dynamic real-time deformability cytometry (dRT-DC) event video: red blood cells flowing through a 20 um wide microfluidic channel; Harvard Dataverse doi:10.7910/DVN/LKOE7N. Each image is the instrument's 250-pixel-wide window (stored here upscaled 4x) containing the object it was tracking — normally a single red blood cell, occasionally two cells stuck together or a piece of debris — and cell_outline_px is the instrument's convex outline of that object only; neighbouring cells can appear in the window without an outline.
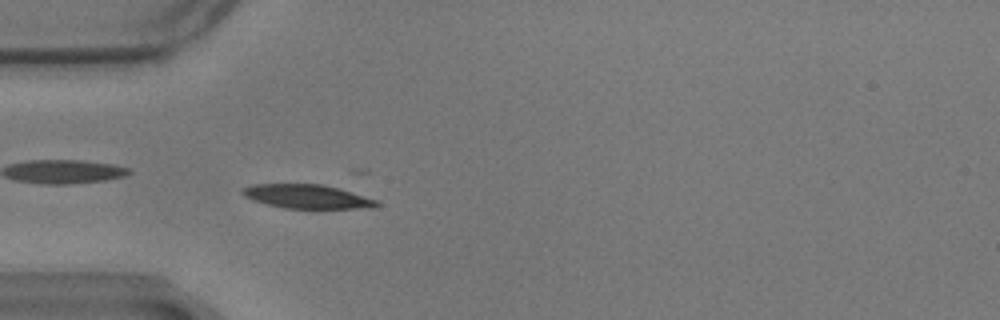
{"species": "common noctule bat (a hibernating species)", "species_latin": "Nyctalus noctula", "temperature_condition": "warm", "stored_images_in_passage": 58, "camera_frame_rate_fps": 3000, "um_per_image_px": 0.085, "animal": {"sex": "male", "body_mass_g": 17.9}, "frame": {"image": 1, "passage_image": 17, "time_ms": 5.333, "image_size_px": [1000, 320], "cell_outline_px": [[380, 204], [376, 208], [284, 208], [252, 200], [244, 196], [240, 192], [244, 188], [252, 184], [320, 184], [340, 188], [376, 200]], "centroid_in_image_um": [26.1, 16.7], "position_along_channel_um": 58.9, "area_um2": 18.61}}
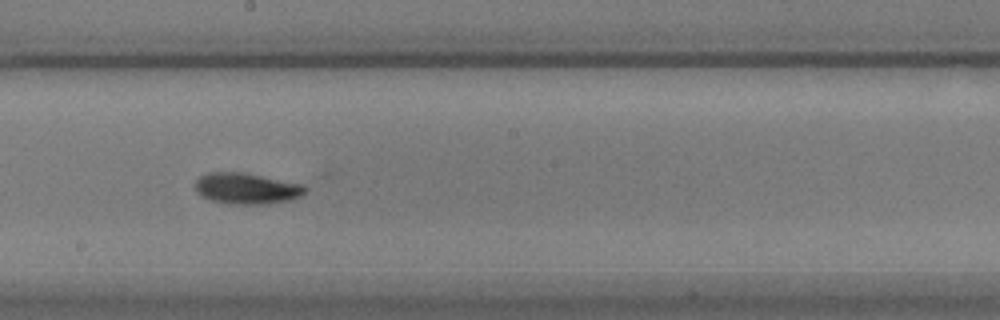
{"frame": {"image": 2, "passage_image": 32, "time_ms": 10.333, "image_size_px": [1000, 320], "cell_outline_px": [[308, 188], [300, 196], [292, 200], [268, 204], [228, 204], [212, 200], [200, 196], [196, 192], [196, 180], [200, 176], [208, 172], [244, 172], [304, 184]], "centroid_in_image_um": [20.98, 16.02], "position_along_channel_um": 227.2, "area_um2": 20.17}}
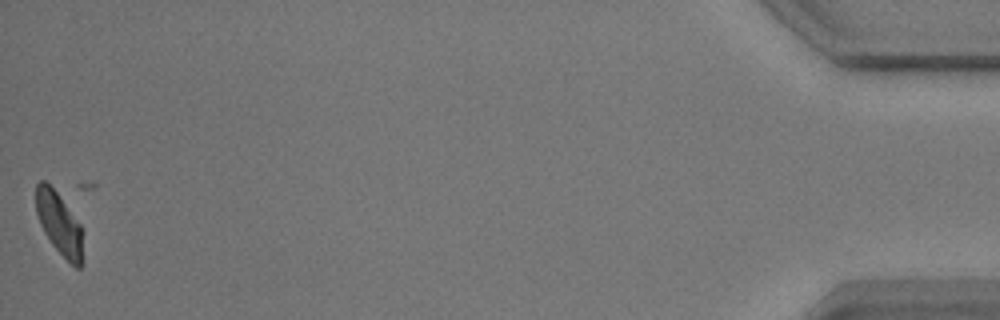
{"frame": {"image": 3, "passage_image": 58, "time_ms": 19.0, "image_size_px": [1000, 320], "cell_outline_px": [[84, 232], [80, 268], [76, 268], [52, 244], [44, 232], [40, 224], [36, 212], [36, 184], [40, 180], [44, 180], [56, 192], [80, 224]], "centroid_in_image_um": [5.04, 19.0], "position_along_channel_um": 430.2, "area_um2": 16.76}, "authors_computed_cell_mechanics": {"area_um2": 18.4093, "velocity_mm_per_s": 3.4293, "shape_relaxation_time_tau1_ms": 9.2765, "shape_relaxation_time_tau2_ms": null, "deformation_change_tau1": 0.2989, "deformation_change_tau2": null}}